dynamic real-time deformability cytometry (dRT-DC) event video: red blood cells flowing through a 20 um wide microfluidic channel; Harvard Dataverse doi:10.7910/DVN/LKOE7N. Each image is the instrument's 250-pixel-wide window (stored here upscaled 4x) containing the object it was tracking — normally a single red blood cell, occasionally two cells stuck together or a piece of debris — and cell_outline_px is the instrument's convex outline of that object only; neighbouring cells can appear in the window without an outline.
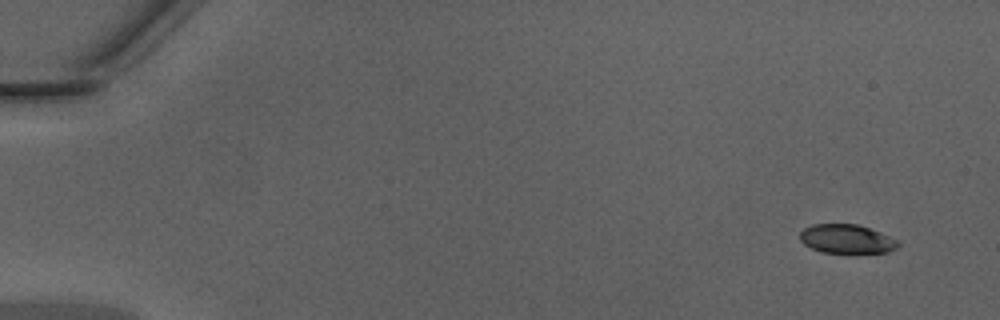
{"species": "Egyptian fruit bat (a non-hibernating species)", "species_latin": "Rousettus aegyptiacus", "temperature_condition": "warm", "stored_images_in_passage": 10, "camera_frame_rate_fps": 3000, "um_per_image_px": 0.085, "animal": {"sex": "male"}, "frame": {"image": 1, "passage_image": 1, "time_ms": 0.0, "image_size_px": [1000, 320], "cell_outline_px": [[900, 244], [896, 248], [888, 252], [820, 252], [804, 244], [800, 240], [800, 232], [804, 228], [812, 224], [856, 224], [880, 232], [900, 240]], "centroid_in_image_um": [71.97, 20.3], "position_along_channel_um": 13.0, "area_um2": 16.47}}